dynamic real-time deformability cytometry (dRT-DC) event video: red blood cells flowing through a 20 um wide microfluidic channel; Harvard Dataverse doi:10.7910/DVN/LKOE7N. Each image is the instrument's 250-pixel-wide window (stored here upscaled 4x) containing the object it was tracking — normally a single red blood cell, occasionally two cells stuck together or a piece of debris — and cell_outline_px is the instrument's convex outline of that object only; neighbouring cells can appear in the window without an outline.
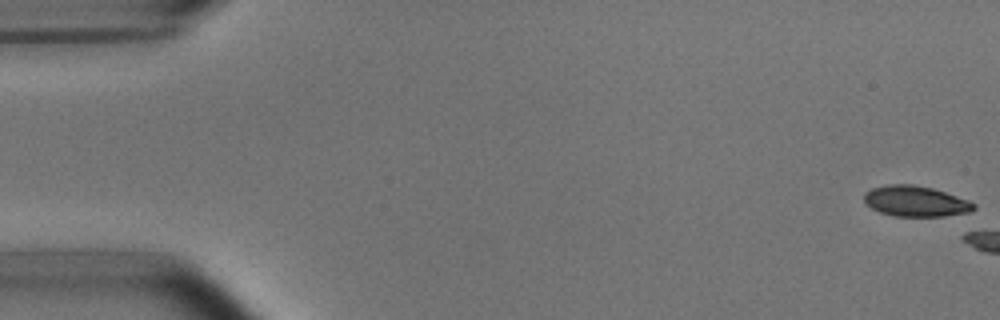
{"species": "common noctule bat (a hibernating species)", "species_latin": "Nyctalus noctula", "temperature_condition": "room temperature", "stored_images_in_passage": 3, "camera_frame_rate_fps": 3000, "um_per_image_px": 0.085, "animal": {"sex": "male", "body_mass_g": 15.6}, "frame": {"image": 1, "passage_image": 1, "time_ms": 0.0, "image_size_px": [1000, 320], "cell_outline_px": [[976, 208], [972, 212], [964, 216], [896, 216], [880, 212], [872, 208], [864, 200], [864, 192], [872, 188], [888, 184], [912, 184], [932, 188], [968, 200], [976, 204]], "centroid_in_image_um": [77.9, 17.12], "position_along_channel_um": 7.1, "area_um2": 19.83}}